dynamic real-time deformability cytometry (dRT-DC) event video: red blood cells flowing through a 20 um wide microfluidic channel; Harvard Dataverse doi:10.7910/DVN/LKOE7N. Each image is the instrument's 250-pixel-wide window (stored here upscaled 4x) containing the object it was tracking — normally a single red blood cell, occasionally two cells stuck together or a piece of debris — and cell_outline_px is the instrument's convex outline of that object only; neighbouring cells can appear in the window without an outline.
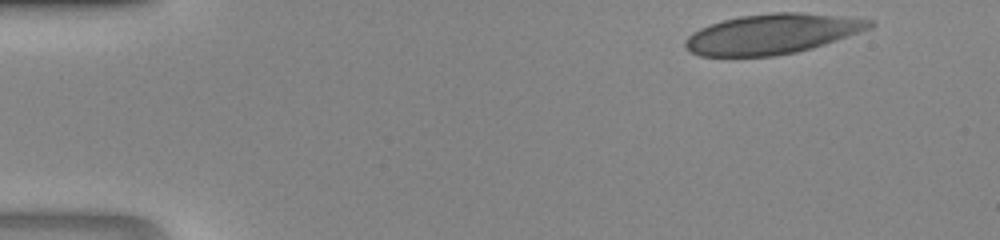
{"species": "human", "species_latin": "Homo sapiens", "temperature_condition": "room temperature", "stored_images_in_passage": 34, "camera_frame_rate_fps": 3000, "um_per_image_px": 0.085, "donor": {"sex": "male"}, "frame": {"image": 1, "passage_image": 1, "time_ms": 0.0, "image_size_px": [1000, 240], "cell_outline_px": [[876, 24], [872, 28], [812, 48], [796, 52], [772, 56], [700, 56], [692, 52], [684, 44], [684, 40], [692, 32], [700, 28], [724, 20], [740, 16], [772, 12], [800, 12], [840, 16], [876, 20]], "centroid_in_image_um": [65.67, 2.88], "position_along_channel_um": 19.3, "area_um2": 42.95}}
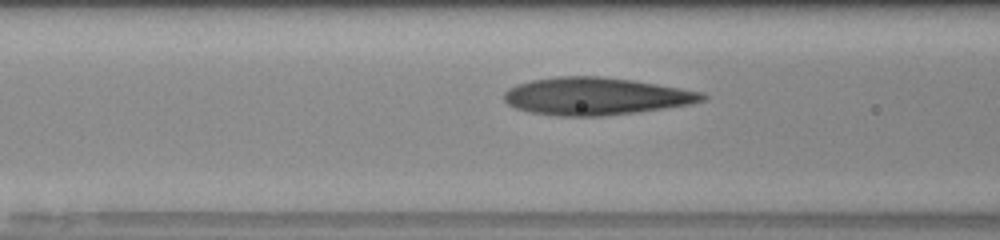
{"frame": {"image": 2, "passage_image": 15, "time_ms": 4.667, "image_size_px": [1000, 240], "cell_outline_px": [[708, 100], [692, 104], [636, 112], [604, 116], [556, 116], [532, 112], [516, 108], [508, 104], [504, 100], [504, 92], [508, 88], [516, 84], [532, 80], [556, 76], [600, 76], [632, 80], [680, 88], [700, 92], [708, 96]], "centroid_in_image_um": [50.64, 8.18], "position_along_channel_um": 116.0, "area_um2": 43.29}}
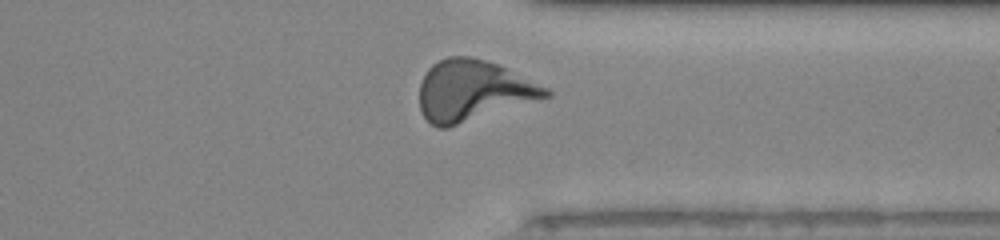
{"frame": {"image": 3, "passage_image": 32, "time_ms": 10.333, "image_size_px": [1000, 240], "cell_outline_px": [[552, 96], [448, 128], [436, 128], [424, 116], [420, 108], [420, 84], [428, 68], [432, 64], [448, 56], [468, 56], [484, 60], [496, 64], [548, 88], [552, 92]], "centroid_in_image_um": [40.2, 7.72], "position_along_channel_um": 371.2, "area_um2": 44.51}}